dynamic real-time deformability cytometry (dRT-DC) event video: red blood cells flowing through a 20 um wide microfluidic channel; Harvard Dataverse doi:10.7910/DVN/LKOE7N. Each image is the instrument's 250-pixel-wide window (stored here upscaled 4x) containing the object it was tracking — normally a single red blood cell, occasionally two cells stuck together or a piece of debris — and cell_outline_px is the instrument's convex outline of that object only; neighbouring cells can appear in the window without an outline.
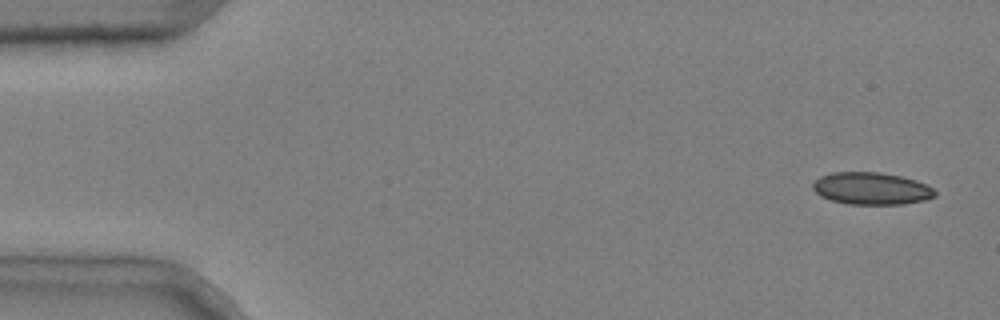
{"species": "common noctule bat (a hibernating species)", "species_latin": "Nyctalus noctula", "temperature_condition": "cold", "stored_images_in_passage": 8, "camera_frame_rate_fps": 3000, "um_per_image_px": 0.085, "animal": {"sex": "male", "body_mass_g": 20.4}, "frame": {"image": 1, "passage_image": 1, "time_ms": 0.0, "image_size_px": [1000, 320], "cell_outline_px": [[936, 196], [924, 200], [904, 204], [848, 204], [832, 200], [820, 196], [812, 188], [812, 184], [820, 176], [832, 172], [880, 172], [900, 176], [916, 180], [928, 184], [936, 192]], "centroid_in_image_um": [74.08, 16.02], "position_along_channel_um": 10.9, "area_um2": 23.0}}
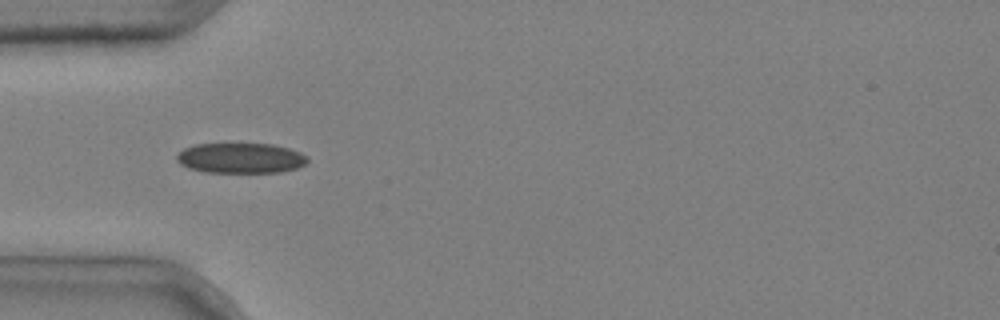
{"frame": {"image": 2, "passage_image": 5, "time_ms": 1.333, "image_size_px": [1000, 320], "cell_outline_px": [[308, 160], [304, 164], [296, 168], [280, 172], [208, 172], [188, 168], [180, 164], [176, 160], [176, 156], [184, 148], [196, 144], [272, 144], [288, 148], [300, 152], [308, 156]], "centroid_in_image_um": [20.45, 13.43], "position_along_channel_um": 64.5, "area_um2": 22.95}}